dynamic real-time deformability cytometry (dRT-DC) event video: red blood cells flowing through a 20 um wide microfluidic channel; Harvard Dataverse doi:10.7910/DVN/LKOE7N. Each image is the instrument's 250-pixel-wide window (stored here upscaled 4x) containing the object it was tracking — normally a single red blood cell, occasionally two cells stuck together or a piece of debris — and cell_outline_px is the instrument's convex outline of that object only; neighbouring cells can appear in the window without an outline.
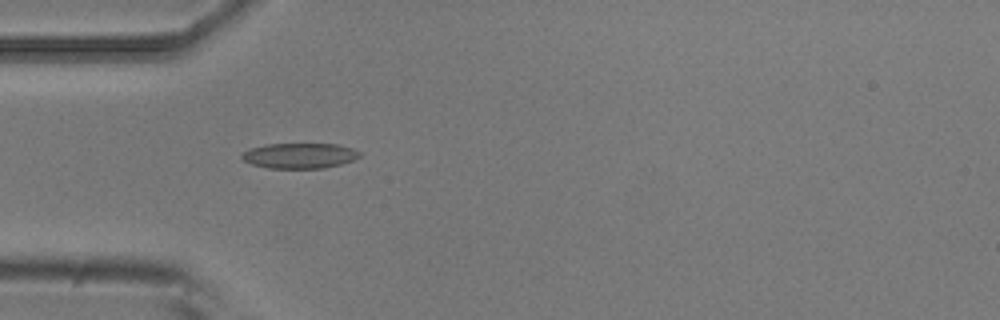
{"species": "common noctule bat (a hibernating species)", "species_latin": "Nyctalus noctula", "temperature_condition": "room temperature", "stored_images_in_passage": 39, "camera_frame_rate_fps": 3000, "um_per_image_px": 0.085, "animal": {"sex": "male", "body_mass_g": 20.5, "forearm_length_mm": 52.5}, "frame": {"image": 1, "passage_image": 1, "time_ms": 0.0, "image_size_px": [1000, 320], "cell_outline_px": [[360, 156], [352, 160], [340, 164], [324, 168], [268, 168], [252, 164], [244, 160], [240, 156], [248, 148], [268, 144], [336, 144], [352, 148], [360, 152]], "centroid_in_image_um": [25.45, 13.23], "position_along_channel_um": 59.6, "area_um2": 17.28}}
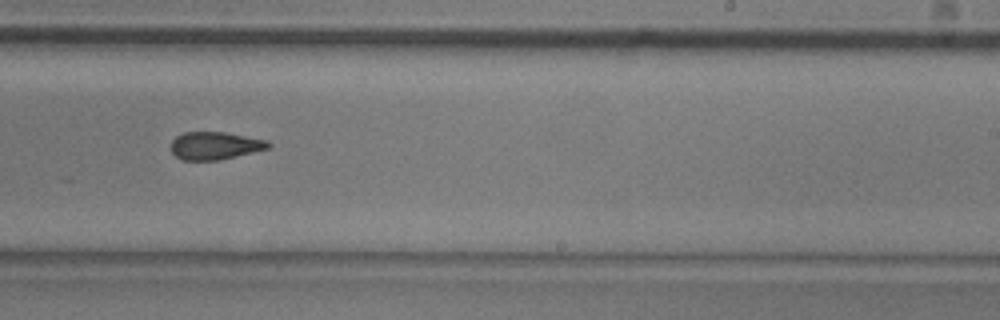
{"frame": {"image": 2, "passage_image": 18, "time_ms": 5.667, "image_size_px": [1000, 320], "cell_outline_px": [[272, 144], [268, 148], [220, 160], [184, 160], [176, 156], [168, 148], [172, 140], [176, 136], [184, 132], [224, 132], [268, 140]], "centroid_in_image_um": [18.24, 12.37], "position_along_channel_um": 270.8, "area_um2": 15.78}}
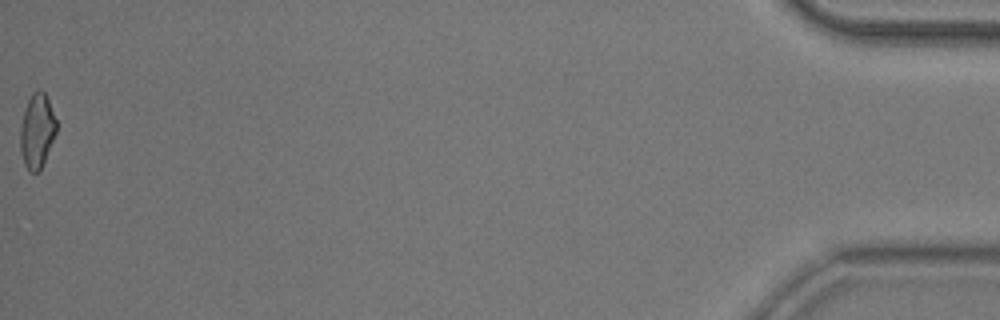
{"frame": {"image": 3, "passage_image": 39, "time_ms": 12.667, "image_size_px": [1000, 320], "cell_outline_px": [[56, 132], [40, 172], [28, 172], [24, 164], [20, 152], [20, 128], [24, 108], [32, 92], [40, 88], [44, 92], [48, 100], [56, 120]], "centroid_in_image_um": [3.12, 11.14], "position_along_channel_um": 432.1, "area_um2": 15.78}, "authors_computed_cell_mechanics": {"area_um2": 16.1262, "velocity_mm_per_s": 3.7494, "shape_relaxation_time_tau1_ms": 8.464, "shape_relaxation_time_tau2_ms": 3.4654, "deformation_change_tau1": 0.181, "deformation_change_tau2": 0.1032}}